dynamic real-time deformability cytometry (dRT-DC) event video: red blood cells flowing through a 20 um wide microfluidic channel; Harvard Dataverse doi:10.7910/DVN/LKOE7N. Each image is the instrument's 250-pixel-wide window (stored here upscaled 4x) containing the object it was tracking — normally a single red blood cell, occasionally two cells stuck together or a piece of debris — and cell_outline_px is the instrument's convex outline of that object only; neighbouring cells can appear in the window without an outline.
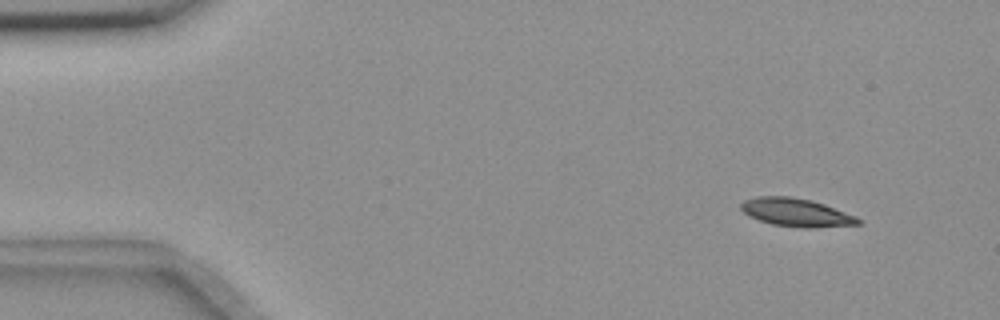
{"species": "common noctule bat (a hibernating species)", "species_latin": "Nyctalus noctula", "temperature_condition": "room temperature", "stored_images_in_passage": 4, "camera_frame_rate_fps": 3000, "um_per_image_px": 0.085, "animal": {"sex": "female", "body_mass_g": 18.4}, "frame": {"image": 1, "passage_image": 1, "time_ms": 0.0, "image_size_px": [1000, 320], "cell_outline_px": [[860, 224], [812, 228], [804, 228], [772, 224], [748, 216], [740, 208], [740, 204], [744, 200], [756, 196], [788, 196], [812, 200], [824, 204], [856, 216], [860, 220]], "centroid_in_image_um": [67.65, 18.05], "position_along_channel_um": 17.3, "area_um2": 19.19}}